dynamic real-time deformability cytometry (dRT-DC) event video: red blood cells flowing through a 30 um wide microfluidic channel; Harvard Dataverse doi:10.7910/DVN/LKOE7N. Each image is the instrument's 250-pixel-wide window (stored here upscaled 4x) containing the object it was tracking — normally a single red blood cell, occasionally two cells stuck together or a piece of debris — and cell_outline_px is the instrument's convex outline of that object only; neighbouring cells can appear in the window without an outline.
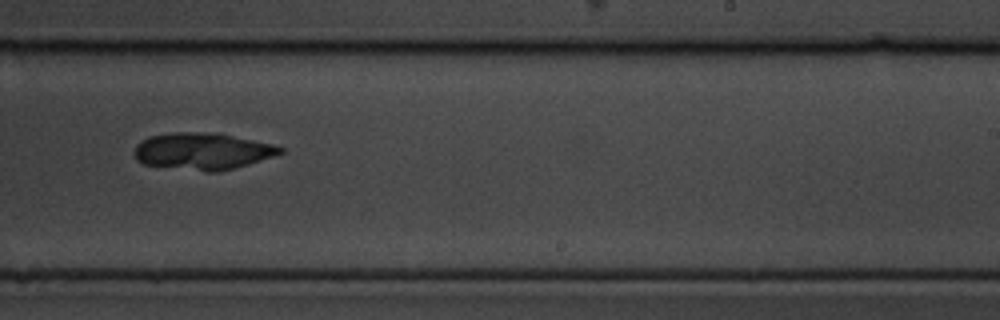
{"species": "common noctule bat (a hibernating species)", "species_latin": "Nyctalus noctula", "temperature_condition": "cold", "stored_images_in_passage": 15, "camera_frame_rate_fps": 3000, "um_per_image_px": 0.085, "animal": {"sex": "male", "body_mass_g": 19.5, "forearm_length_mm": 54.6}, "frame": {"image": 1, "passage_image": 10, "time_ms": 11.0, "image_size_px": [1000, 320], "cell_outline_px": [[284, 152], [248, 164], [216, 172], [208, 172], [144, 164], [136, 160], [132, 152], [136, 144], [140, 140], [148, 136], [172, 132], [212, 132], [272, 144], [284, 148]], "centroid_in_image_um": [17.14, 12.84], "position_along_channel_um": 271.9, "area_um2": 31.21}}
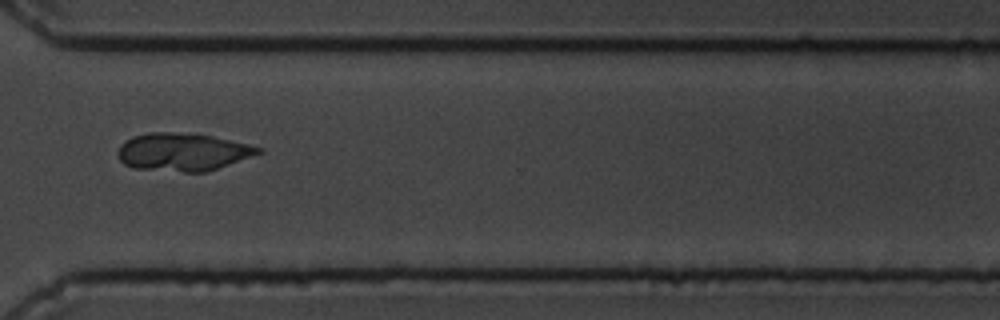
{"frame": {"image": 2, "passage_image": 12, "time_ms": 13.333, "image_size_px": [1000, 320], "cell_outline_px": [[264, 152], [208, 172], [184, 172], [132, 168], [124, 164], [120, 160], [116, 152], [120, 144], [124, 140], [132, 136], [148, 132], [172, 132], [212, 136], [248, 144], [264, 148]], "centroid_in_image_um": [15.51, 12.92], "position_along_channel_um": 355.1, "area_um2": 31.27}}
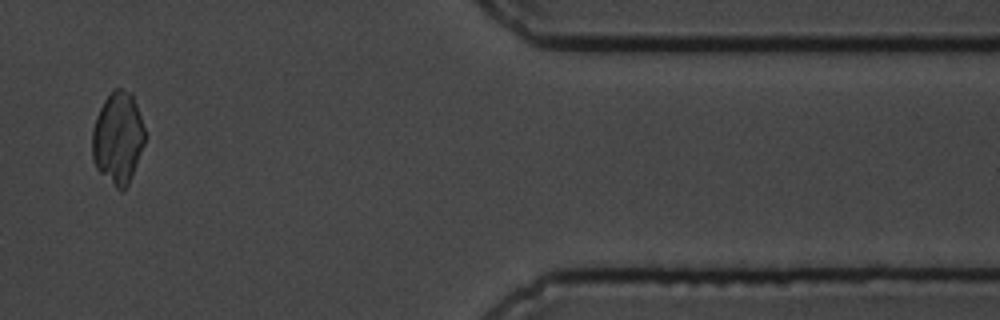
{"frame": {"image": 3, "passage_image": 14, "time_ms": 15.667, "image_size_px": [1000, 320], "cell_outline_px": [[148, 136], [128, 184], [120, 192], [96, 168], [92, 160], [92, 128], [96, 116], [104, 100], [112, 88], [120, 88], [132, 92]], "centroid_in_image_um": [10.03, 11.69], "position_along_channel_um": 401.4, "area_um2": 28.67}}